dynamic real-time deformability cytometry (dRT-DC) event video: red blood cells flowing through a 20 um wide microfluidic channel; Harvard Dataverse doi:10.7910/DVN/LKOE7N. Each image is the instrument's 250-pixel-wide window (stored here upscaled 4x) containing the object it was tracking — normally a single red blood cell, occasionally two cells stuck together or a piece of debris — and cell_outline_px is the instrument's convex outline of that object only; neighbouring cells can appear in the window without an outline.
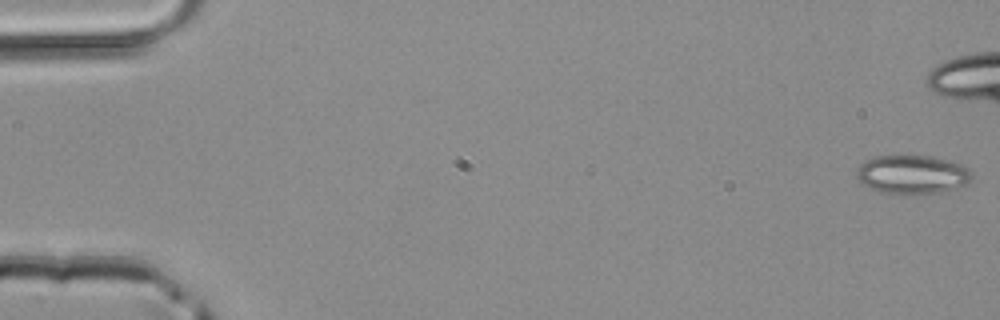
{"species": "common noctule bat (a hibernating species)", "species_latin": "Nyctalus noctula", "temperature_condition": "room temperature", "stored_images_in_passage": 39, "camera_frame_rate_fps": 3000, "um_per_image_px": 0.085, "animal": {"sex": "male", "body_mass_g": 20.4}, "frame": {"image": 1, "passage_image": 1, "time_ms": 0.0, "image_size_px": [1000, 320], "cell_outline_px": [[972, 176], [964, 184], [956, 188], [940, 192], [916, 196], [904, 196], [880, 192], [868, 188], [856, 176], [856, 172], [860, 164], [876, 156], [928, 156], [964, 164], [972, 172]], "centroid_in_image_um": [77.53, 14.87], "position_along_channel_um": 7.5, "area_um2": 26.36}}
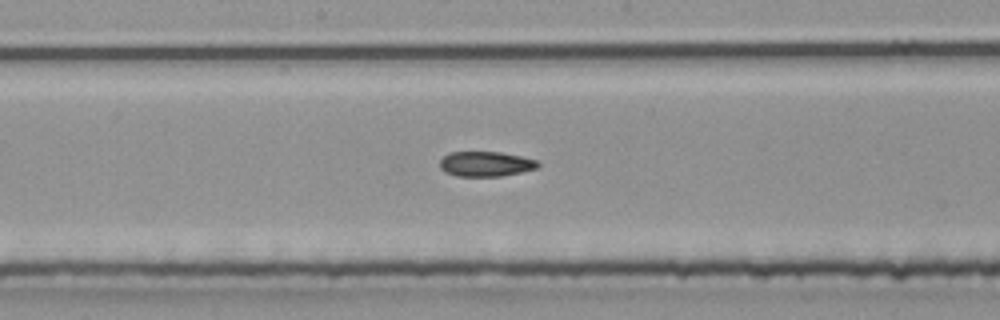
{"frame": {"image": 2, "passage_image": 26, "time_ms": 8.333, "image_size_px": [1000, 320], "cell_outline_px": [[540, 164], [536, 168], [520, 172], [500, 176], [456, 176], [444, 172], [440, 168], [440, 160], [448, 152], [500, 152], [520, 156], [536, 160]], "centroid_in_image_um": [41.24, 13.93], "position_along_channel_um": 207.0, "area_um2": 14.22}}
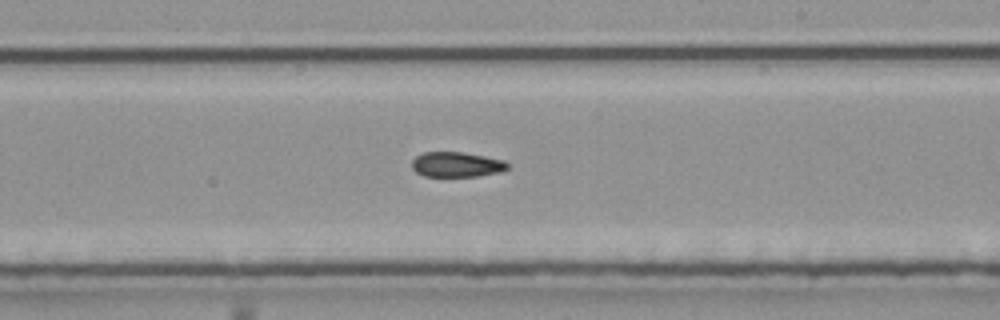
{"frame": {"image": 3, "passage_image": 29, "time_ms": 9.333, "image_size_px": [1000, 320], "cell_outline_px": [[508, 168], [500, 172], [476, 176], [424, 176], [416, 172], [412, 168], [412, 160], [416, 156], [424, 152], [464, 152], [504, 160], [508, 164]], "centroid_in_image_um": [38.8, 13.98], "position_along_channel_um": 250.2, "area_um2": 13.93}}